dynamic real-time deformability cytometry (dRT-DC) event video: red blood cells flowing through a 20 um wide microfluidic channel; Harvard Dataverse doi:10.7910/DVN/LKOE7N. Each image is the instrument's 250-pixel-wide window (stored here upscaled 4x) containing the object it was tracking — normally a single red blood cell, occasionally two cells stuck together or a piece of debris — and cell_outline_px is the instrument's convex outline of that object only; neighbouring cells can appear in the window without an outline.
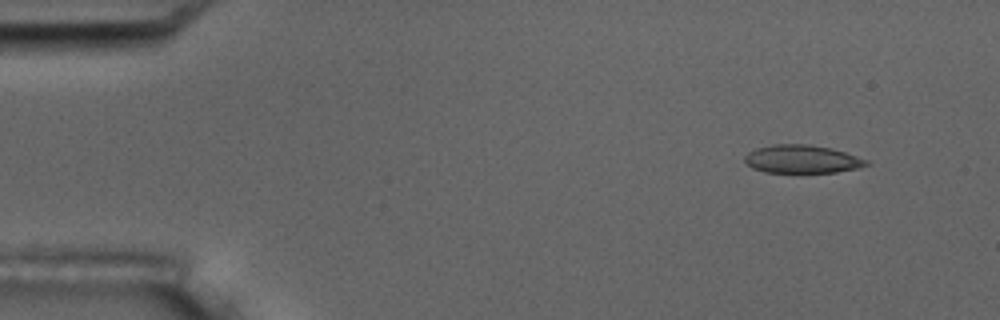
{"species": "common noctule bat (a hibernating species)", "species_latin": "Nyctalus noctula", "temperature_condition": "room temperature", "stored_images_in_passage": 6, "camera_frame_rate_fps": 3000, "um_per_image_px": 0.085, "animal": {"sex": "male", "body_mass_g": 17.5, "forearm_length_mm": 52.3}, "frame": {"image": 1, "passage_image": 2, "time_ms": 1.333, "image_size_px": [1000, 320], "cell_outline_px": [[872, 164], [856, 168], [836, 172], [764, 172], [752, 168], [744, 160], [744, 156], [748, 152], [756, 148], [772, 144], [808, 144], [832, 148], [868, 160]], "centroid_in_image_um": [68.16, 13.52], "position_along_channel_um": 16.8, "area_um2": 19.94}}
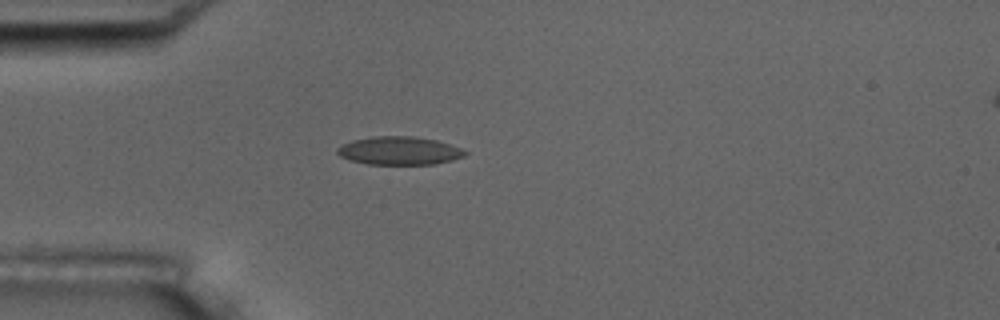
{"frame": {"image": 2, "passage_image": 5, "time_ms": 4.667, "image_size_px": [1000, 320], "cell_outline_px": [[468, 152], [464, 156], [452, 160], [432, 164], [368, 164], [352, 160], [340, 156], [336, 152], [336, 148], [340, 144], [352, 140], [376, 136], [412, 136], [436, 140], [460, 148]], "centroid_in_image_um": [33.9, 12.8], "position_along_channel_um": 51.1, "area_um2": 20.87}}